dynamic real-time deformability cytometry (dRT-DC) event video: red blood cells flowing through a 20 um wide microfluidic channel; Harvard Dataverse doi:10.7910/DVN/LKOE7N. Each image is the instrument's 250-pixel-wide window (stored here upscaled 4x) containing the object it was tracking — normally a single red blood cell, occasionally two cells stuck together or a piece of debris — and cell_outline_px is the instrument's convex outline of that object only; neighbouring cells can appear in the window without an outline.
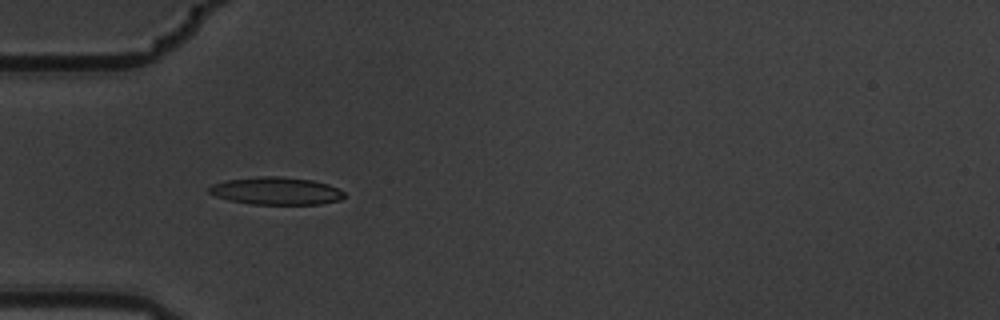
{"species": "common noctule bat (a hibernating species)", "species_latin": "Nyctalus noctula", "temperature_condition": "warm", "stored_images_in_passage": 7, "camera_frame_rate_fps": 3000, "um_per_image_px": 0.085, "animal": {"sex": "male", "body_mass_g": 19.5, "forearm_length_mm": 54.6}, "frame": {"image": 1, "passage_image": 6, "time_ms": 1.667, "image_size_px": [1000, 320], "cell_outline_px": [[344, 196], [340, 200], [320, 204], [252, 204], [228, 200], [216, 196], [208, 192], [208, 188], [212, 184], [228, 180], [260, 176], [280, 176], [312, 180], [328, 184], [344, 192]], "centroid_in_image_um": [23.46, 16.23], "position_along_channel_um": 61.5, "area_um2": 21.62}}
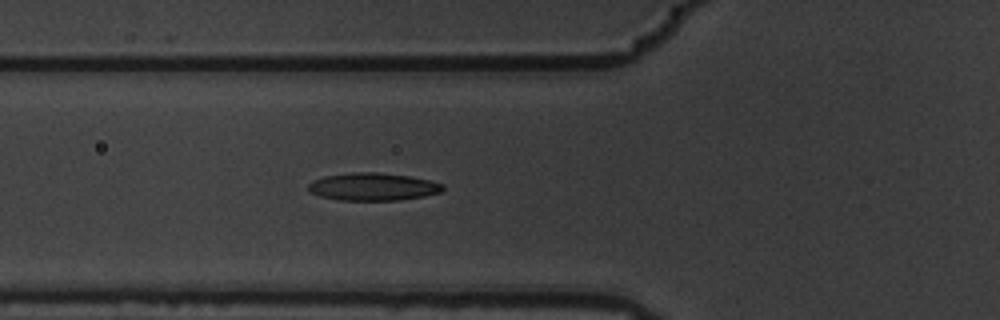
{"frame": {"image": 2, "passage_image": 7, "time_ms": 2.0, "image_size_px": [1000, 320], "cell_outline_px": [[444, 188], [440, 192], [424, 196], [400, 200], [340, 200], [320, 196], [312, 192], [308, 188], [308, 184], [312, 180], [324, 176], [352, 172], [376, 172], [412, 176], [444, 184]], "centroid_in_image_um": [31.71, 15.86], "position_along_channel_um": 94.1, "area_um2": 21.68}}